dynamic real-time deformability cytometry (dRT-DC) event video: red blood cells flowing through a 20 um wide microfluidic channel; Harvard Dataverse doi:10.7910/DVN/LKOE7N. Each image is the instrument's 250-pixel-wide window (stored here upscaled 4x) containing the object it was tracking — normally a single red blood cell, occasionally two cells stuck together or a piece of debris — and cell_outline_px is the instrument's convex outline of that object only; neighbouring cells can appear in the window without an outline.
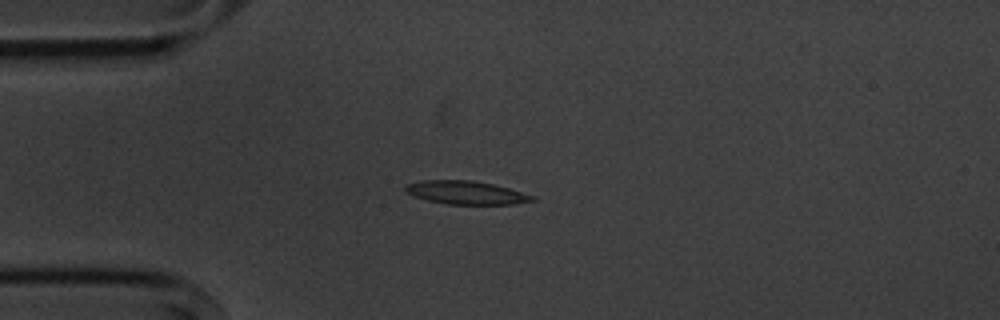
{"species": "common noctule bat (a hibernating species)", "species_latin": "Nyctalus noctula", "temperature_condition": "cold", "stored_images_in_passage": 10, "camera_frame_rate_fps": 3000, "um_per_image_px": 0.085, "animal": {"sex": "male", "body_mass_g": 20.1, "forearm_length_mm": 53.5}, "frame": {"image": 1, "passage_image": 3, "time_ms": 2.333, "image_size_px": [1000, 320], "cell_outline_px": [[536, 200], [512, 204], [448, 204], [428, 200], [416, 196], [408, 192], [404, 188], [408, 184], [420, 180], [472, 180], [492, 184], [508, 188], [536, 196]], "centroid_in_image_um": [39.65, 16.37], "position_along_channel_um": 45.3, "area_um2": 16.99}}
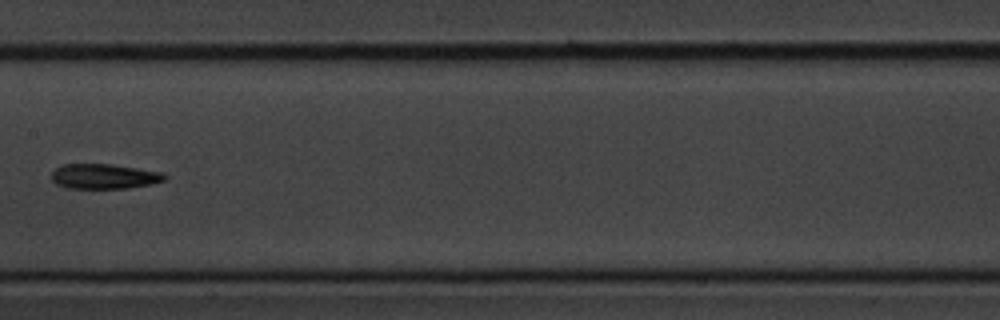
{"frame": {"image": 2, "passage_image": 7, "time_ms": 7.0, "image_size_px": [1000, 320], "cell_outline_px": [[168, 176], [164, 180], [152, 184], [128, 188], [68, 188], [56, 184], [52, 180], [52, 172], [56, 168], [64, 164], [112, 164], [164, 172]], "centroid_in_image_um": [8.88, 14.99], "position_along_channel_um": 198.5, "area_um2": 16.53}}
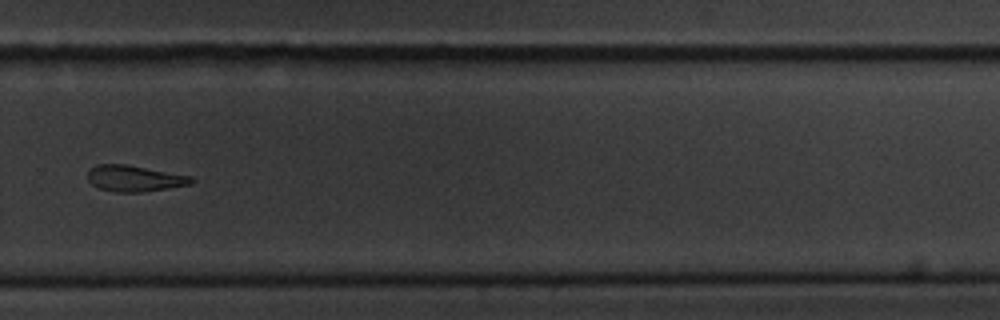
{"frame": {"image": 3, "passage_image": 10, "time_ms": 10.333, "image_size_px": [1000, 320], "cell_outline_px": [[196, 180], [192, 184], [168, 188], [140, 192], [112, 192], [100, 188], [92, 184], [88, 180], [88, 168], [96, 164], [128, 164], [192, 176]], "centroid_in_image_um": [11.43, 15.15], "position_along_channel_um": 318.4, "area_um2": 16.01}}